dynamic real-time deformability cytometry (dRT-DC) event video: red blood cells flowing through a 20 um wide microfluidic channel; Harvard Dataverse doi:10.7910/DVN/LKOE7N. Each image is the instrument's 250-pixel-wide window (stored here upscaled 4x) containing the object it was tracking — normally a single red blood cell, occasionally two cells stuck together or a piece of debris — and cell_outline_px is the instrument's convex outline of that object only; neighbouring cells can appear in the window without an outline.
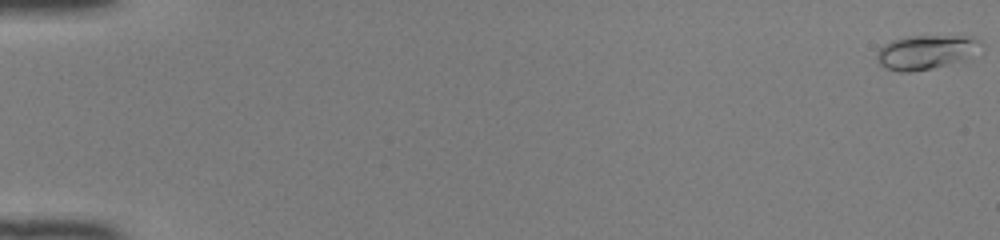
{"species": "common noctule bat (a hibernating species)", "species_latin": "Nyctalus noctula", "temperature_condition": "room temperature", "stored_images_in_passage": 50, "camera_frame_rate_fps": 3000, "um_per_image_px": 0.085, "animal": {"sex": "female", "body_mass_g": 22.0, "forearm_length_mm": 56.7}, "frame": {"image": 1, "passage_image": 1, "time_ms": 0.0, "image_size_px": [1000, 240], "cell_outline_px": [[984, 52], [980, 56], [932, 68], [912, 72], [900, 72], [884, 68], [876, 60], [876, 56], [880, 48], [884, 44], [892, 40], [908, 36], [972, 36], [980, 40], [984, 44]], "centroid_in_image_um": [78.84, 4.43], "position_along_channel_um": 6.2, "area_um2": 21.5}}
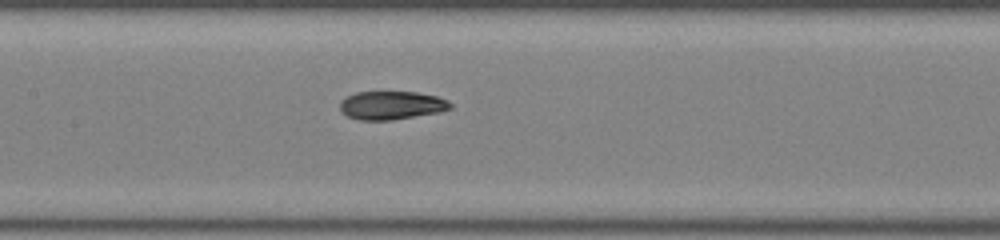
{"frame": {"image": 2, "passage_image": 26, "time_ms": 8.333, "image_size_px": [1000, 240], "cell_outline_px": [[452, 108], [440, 112], [392, 120], [360, 120], [348, 116], [340, 112], [340, 100], [344, 96], [356, 92], [416, 92], [436, 96], [448, 100], [452, 104]], "centroid_in_image_um": [33.25, 8.95], "position_along_channel_um": 174.1, "area_um2": 18.44}}
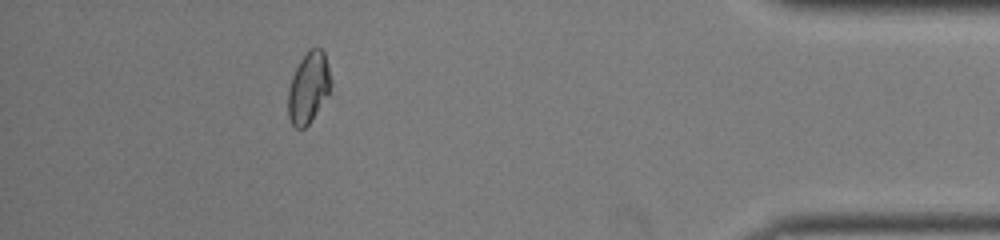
{"frame": {"image": 3, "passage_image": 46, "time_ms": 15.0, "image_size_px": [1000, 240], "cell_outline_px": [[332, 84], [328, 96], [308, 124], [304, 128], [296, 128], [292, 124], [288, 116], [288, 88], [292, 76], [300, 60], [308, 48], [320, 48], [324, 52], [332, 80]], "centroid_in_image_um": [26.23, 7.43], "position_along_channel_um": 409.0, "area_um2": 17.8}, "authors_computed_cell_mechanics": {"area_um2": 18.5538, "velocity_mm_per_s": 4.1529, "shape_relaxation_time_tau1_ms": 8.7554, "shape_relaxation_time_tau2_ms": 1.9762, "deformation_change_tau1": 0.2266, "deformation_change_tau2": 0.0609}}